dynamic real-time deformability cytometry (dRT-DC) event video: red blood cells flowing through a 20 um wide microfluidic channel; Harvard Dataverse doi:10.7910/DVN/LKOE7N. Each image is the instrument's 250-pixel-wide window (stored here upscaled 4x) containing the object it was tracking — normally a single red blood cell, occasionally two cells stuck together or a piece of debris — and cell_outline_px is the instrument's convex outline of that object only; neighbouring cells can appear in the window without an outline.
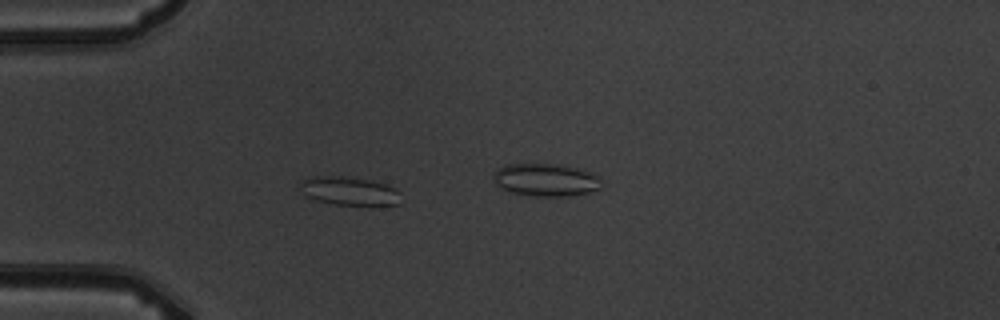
{"species": "common noctule bat (a hibernating species)", "species_latin": "Nyctalus noctula", "temperature_condition": "warm", "stored_images_in_passage": 7, "camera_frame_rate_fps": 3000, "um_per_image_px": 0.085, "animal": {"sex": "male", "body_mass_g": 19.5, "forearm_length_mm": 54.6}, "frame": {"image": 1, "passage_image": 5, "time_ms": 5.333, "image_size_px": [1000, 320], "cell_outline_px": [[400, 204], [372, 208], [368, 208], [336, 204], [316, 200], [308, 196], [304, 192], [300, 184], [300, 180], [312, 176], [340, 176], [368, 180], [384, 184], [400, 192]], "centroid_in_image_um": [29.75, 16.29], "position_along_channel_um": 55.2, "area_um2": 17.17}}